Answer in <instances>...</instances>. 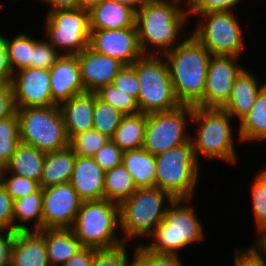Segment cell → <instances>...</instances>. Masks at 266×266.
Here are the masks:
<instances>
[{
  "label": "cell",
  "mask_w": 266,
  "mask_h": 266,
  "mask_svg": "<svg viewBox=\"0 0 266 266\" xmlns=\"http://www.w3.org/2000/svg\"><path fill=\"white\" fill-rule=\"evenodd\" d=\"M188 16L185 0H146L135 13V27L143 54L164 55L180 44L188 34H182L183 27L190 24ZM151 47L152 51L148 49Z\"/></svg>",
  "instance_id": "obj_1"
},
{
  "label": "cell",
  "mask_w": 266,
  "mask_h": 266,
  "mask_svg": "<svg viewBox=\"0 0 266 266\" xmlns=\"http://www.w3.org/2000/svg\"><path fill=\"white\" fill-rule=\"evenodd\" d=\"M171 81L182 105L203 107V92L212 54L192 35L165 53Z\"/></svg>",
  "instance_id": "obj_2"
},
{
  "label": "cell",
  "mask_w": 266,
  "mask_h": 266,
  "mask_svg": "<svg viewBox=\"0 0 266 266\" xmlns=\"http://www.w3.org/2000/svg\"><path fill=\"white\" fill-rule=\"evenodd\" d=\"M192 203L191 199H174L163 221L147 237L150 244L141 245L153 253L178 256L185 247L200 242L205 236L204 227Z\"/></svg>",
  "instance_id": "obj_3"
},
{
  "label": "cell",
  "mask_w": 266,
  "mask_h": 266,
  "mask_svg": "<svg viewBox=\"0 0 266 266\" xmlns=\"http://www.w3.org/2000/svg\"><path fill=\"white\" fill-rule=\"evenodd\" d=\"M231 121H234L233 117L221 108L193 106L191 123L196 124L197 131L196 136L191 135L190 139L198 163L200 156H205L210 160L231 163L230 166L236 165L237 153Z\"/></svg>",
  "instance_id": "obj_4"
},
{
  "label": "cell",
  "mask_w": 266,
  "mask_h": 266,
  "mask_svg": "<svg viewBox=\"0 0 266 266\" xmlns=\"http://www.w3.org/2000/svg\"><path fill=\"white\" fill-rule=\"evenodd\" d=\"M173 200L168 192L156 186L138 188L119 205V233L123 241L128 243L135 238L148 237L163 221Z\"/></svg>",
  "instance_id": "obj_5"
},
{
  "label": "cell",
  "mask_w": 266,
  "mask_h": 266,
  "mask_svg": "<svg viewBox=\"0 0 266 266\" xmlns=\"http://www.w3.org/2000/svg\"><path fill=\"white\" fill-rule=\"evenodd\" d=\"M71 230L85 248L99 250L123 244L117 232L120 230L119 204L107 199L82 201Z\"/></svg>",
  "instance_id": "obj_6"
},
{
  "label": "cell",
  "mask_w": 266,
  "mask_h": 266,
  "mask_svg": "<svg viewBox=\"0 0 266 266\" xmlns=\"http://www.w3.org/2000/svg\"><path fill=\"white\" fill-rule=\"evenodd\" d=\"M132 66L139 79L137 103L140 112H166L182 105L176 97L169 67L163 55H143Z\"/></svg>",
  "instance_id": "obj_7"
},
{
  "label": "cell",
  "mask_w": 266,
  "mask_h": 266,
  "mask_svg": "<svg viewBox=\"0 0 266 266\" xmlns=\"http://www.w3.org/2000/svg\"><path fill=\"white\" fill-rule=\"evenodd\" d=\"M155 157L156 187L174 199H194L200 165L196 160L191 139Z\"/></svg>",
  "instance_id": "obj_8"
},
{
  "label": "cell",
  "mask_w": 266,
  "mask_h": 266,
  "mask_svg": "<svg viewBox=\"0 0 266 266\" xmlns=\"http://www.w3.org/2000/svg\"><path fill=\"white\" fill-rule=\"evenodd\" d=\"M20 142L44 153L69 146L59 105L17 108Z\"/></svg>",
  "instance_id": "obj_9"
},
{
  "label": "cell",
  "mask_w": 266,
  "mask_h": 266,
  "mask_svg": "<svg viewBox=\"0 0 266 266\" xmlns=\"http://www.w3.org/2000/svg\"><path fill=\"white\" fill-rule=\"evenodd\" d=\"M192 35L212 54L241 57L245 47L243 30L233 11L200 14Z\"/></svg>",
  "instance_id": "obj_10"
},
{
  "label": "cell",
  "mask_w": 266,
  "mask_h": 266,
  "mask_svg": "<svg viewBox=\"0 0 266 266\" xmlns=\"http://www.w3.org/2000/svg\"><path fill=\"white\" fill-rule=\"evenodd\" d=\"M47 40L62 55H77L89 46L90 26L87 10L64 9L45 14Z\"/></svg>",
  "instance_id": "obj_11"
},
{
  "label": "cell",
  "mask_w": 266,
  "mask_h": 266,
  "mask_svg": "<svg viewBox=\"0 0 266 266\" xmlns=\"http://www.w3.org/2000/svg\"><path fill=\"white\" fill-rule=\"evenodd\" d=\"M192 114V105H181L171 111L147 114L143 148L156 156L187 143L191 138L187 125L191 124L189 121Z\"/></svg>",
  "instance_id": "obj_12"
},
{
  "label": "cell",
  "mask_w": 266,
  "mask_h": 266,
  "mask_svg": "<svg viewBox=\"0 0 266 266\" xmlns=\"http://www.w3.org/2000/svg\"><path fill=\"white\" fill-rule=\"evenodd\" d=\"M42 229H71L82 200L70 183L42 188Z\"/></svg>",
  "instance_id": "obj_13"
},
{
  "label": "cell",
  "mask_w": 266,
  "mask_h": 266,
  "mask_svg": "<svg viewBox=\"0 0 266 266\" xmlns=\"http://www.w3.org/2000/svg\"><path fill=\"white\" fill-rule=\"evenodd\" d=\"M240 57L212 55L203 92V107L221 108L228 100L234 81L244 69Z\"/></svg>",
  "instance_id": "obj_14"
},
{
  "label": "cell",
  "mask_w": 266,
  "mask_h": 266,
  "mask_svg": "<svg viewBox=\"0 0 266 266\" xmlns=\"http://www.w3.org/2000/svg\"><path fill=\"white\" fill-rule=\"evenodd\" d=\"M89 47L97 53L117 59L124 65H132L144 55L136 27L90 30Z\"/></svg>",
  "instance_id": "obj_15"
},
{
  "label": "cell",
  "mask_w": 266,
  "mask_h": 266,
  "mask_svg": "<svg viewBox=\"0 0 266 266\" xmlns=\"http://www.w3.org/2000/svg\"><path fill=\"white\" fill-rule=\"evenodd\" d=\"M17 108L55 106L51 96L49 69L28 67L10 80Z\"/></svg>",
  "instance_id": "obj_16"
},
{
  "label": "cell",
  "mask_w": 266,
  "mask_h": 266,
  "mask_svg": "<svg viewBox=\"0 0 266 266\" xmlns=\"http://www.w3.org/2000/svg\"><path fill=\"white\" fill-rule=\"evenodd\" d=\"M76 56L85 92H96L100 87L112 84L124 66L117 59L97 53L89 46Z\"/></svg>",
  "instance_id": "obj_17"
},
{
  "label": "cell",
  "mask_w": 266,
  "mask_h": 266,
  "mask_svg": "<svg viewBox=\"0 0 266 266\" xmlns=\"http://www.w3.org/2000/svg\"><path fill=\"white\" fill-rule=\"evenodd\" d=\"M51 96L56 105L85 93L76 55H62L49 69Z\"/></svg>",
  "instance_id": "obj_18"
},
{
  "label": "cell",
  "mask_w": 266,
  "mask_h": 266,
  "mask_svg": "<svg viewBox=\"0 0 266 266\" xmlns=\"http://www.w3.org/2000/svg\"><path fill=\"white\" fill-rule=\"evenodd\" d=\"M105 171L92 157L76 156L70 180L82 201L104 199Z\"/></svg>",
  "instance_id": "obj_19"
},
{
  "label": "cell",
  "mask_w": 266,
  "mask_h": 266,
  "mask_svg": "<svg viewBox=\"0 0 266 266\" xmlns=\"http://www.w3.org/2000/svg\"><path fill=\"white\" fill-rule=\"evenodd\" d=\"M94 106L95 92L72 96L59 105L69 140L79 133L93 129Z\"/></svg>",
  "instance_id": "obj_20"
},
{
  "label": "cell",
  "mask_w": 266,
  "mask_h": 266,
  "mask_svg": "<svg viewBox=\"0 0 266 266\" xmlns=\"http://www.w3.org/2000/svg\"><path fill=\"white\" fill-rule=\"evenodd\" d=\"M10 266H50L44 238L38 231L14 232Z\"/></svg>",
  "instance_id": "obj_21"
},
{
  "label": "cell",
  "mask_w": 266,
  "mask_h": 266,
  "mask_svg": "<svg viewBox=\"0 0 266 266\" xmlns=\"http://www.w3.org/2000/svg\"><path fill=\"white\" fill-rule=\"evenodd\" d=\"M258 81L255 75L244 68L234 81L231 94L221 109L227 111L234 120L235 117L240 120L250 111L257 95L266 85V82L262 84Z\"/></svg>",
  "instance_id": "obj_22"
},
{
  "label": "cell",
  "mask_w": 266,
  "mask_h": 266,
  "mask_svg": "<svg viewBox=\"0 0 266 266\" xmlns=\"http://www.w3.org/2000/svg\"><path fill=\"white\" fill-rule=\"evenodd\" d=\"M88 12L90 30L135 27L136 11L125 4L101 0Z\"/></svg>",
  "instance_id": "obj_23"
},
{
  "label": "cell",
  "mask_w": 266,
  "mask_h": 266,
  "mask_svg": "<svg viewBox=\"0 0 266 266\" xmlns=\"http://www.w3.org/2000/svg\"><path fill=\"white\" fill-rule=\"evenodd\" d=\"M38 232L44 238L50 266H62L82 248L71 229H41Z\"/></svg>",
  "instance_id": "obj_24"
},
{
  "label": "cell",
  "mask_w": 266,
  "mask_h": 266,
  "mask_svg": "<svg viewBox=\"0 0 266 266\" xmlns=\"http://www.w3.org/2000/svg\"><path fill=\"white\" fill-rule=\"evenodd\" d=\"M75 158L76 154L69 146L46 153L40 177V187L47 188L57 184L70 183Z\"/></svg>",
  "instance_id": "obj_25"
},
{
  "label": "cell",
  "mask_w": 266,
  "mask_h": 266,
  "mask_svg": "<svg viewBox=\"0 0 266 266\" xmlns=\"http://www.w3.org/2000/svg\"><path fill=\"white\" fill-rule=\"evenodd\" d=\"M46 153L33 146L19 143L8 164L0 169V173H13L38 181L43 169Z\"/></svg>",
  "instance_id": "obj_26"
},
{
  "label": "cell",
  "mask_w": 266,
  "mask_h": 266,
  "mask_svg": "<svg viewBox=\"0 0 266 266\" xmlns=\"http://www.w3.org/2000/svg\"><path fill=\"white\" fill-rule=\"evenodd\" d=\"M239 121V141L244 144L266 141V85L257 95L250 111Z\"/></svg>",
  "instance_id": "obj_27"
},
{
  "label": "cell",
  "mask_w": 266,
  "mask_h": 266,
  "mask_svg": "<svg viewBox=\"0 0 266 266\" xmlns=\"http://www.w3.org/2000/svg\"><path fill=\"white\" fill-rule=\"evenodd\" d=\"M122 164L132 175L137 188L156 186L155 157L143 147L124 151Z\"/></svg>",
  "instance_id": "obj_28"
},
{
  "label": "cell",
  "mask_w": 266,
  "mask_h": 266,
  "mask_svg": "<svg viewBox=\"0 0 266 266\" xmlns=\"http://www.w3.org/2000/svg\"><path fill=\"white\" fill-rule=\"evenodd\" d=\"M147 114L124 115L111 140L124 152L143 147Z\"/></svg>",
  "instance_id": "obj_29"
},
{
  "label": "cell",
  "mask_w": 266,
  "mask_h": 266,
  "mask_svg": "<svg viewBox=\"0 0 266 266\" xmlns=\"http://www.w3.org/2000/svg\"><path fill=\"white\" fill-rule=\"evenodd\" d=\"M42 203V188L35 193L14 200V232L33 231V229L38 231L42 229ZM30 221H33V229L28 227L29 224L26 225Z\"/></svg>",
  "instance_id": "obj_30"
},
{
  "label": "cell",
  "mask_w": 266,
  "mask_h": 266,
  "mask_svg": "<svg viewBox=\"0 0 266 266\" xmlns=\"http://www.w3.org/2000/svg\"><path fill=\"white\" fill-rule=\"evenodd\" d=\"M137 189L132 175L123 164L105 171L104 199L120 205Z\"/></svg>",
  "instance_id": "obj_31"
},
{
  "label": "cell",
  "mask_w": 266,
  "mask_h": 266,
  "mask_svg": "<svg viewBox=\"0 0 266 266\" xmlns=\"http://www.w3.org/2000/svg\"><path fill=\"white\" fill-rule=\"evenodd\" d=\"M37 41L26 33H19L13 39L5 36L6 54L12 73L32 67L33 46Z\"/></svg>",
  "instance_id": "obj_32"
},
{
  "label": "cell",
  "mask_w": 266,
  "mask_h": 266,
  "mask_svg": "<svg viewBox=\"0 0 266 266\" xmlns=\"http://www.w3.org/2000/svg\"><path fill=\"white\" fill-rule=\"evenodd\" d=\"M124 114L112 105L99 99L95 93V106L93 111V129L108 138H112Z\"/></svg>",
  "instance_id": "obj_33"
},
{
  "label": "cell",
  "mask_w": 266,
  "mask_h": 266,
  "mask_svg": "<svg viewBox=\"0 0 266 266\" xmlns=\"http://www.w3.org/2000/svg\"><path fill=\"white\" fill-rule=\"evenodd\" d=\"M19 143V121L16 113L0 120V169L8 164Z\"/></svg>",
  "instance_id": "obj_34"
},
{
  "label": "cell",
  "mask_w": 266,
  "mask_h": 266,
  "mask_svg": "<svg viewBox=\"0 0 266 266\" xmlns=\"http://www.w3.org/2000/svg\"><path fill=\"white\" fill-rule=\"evenodd\" d=\"M95 93L99 99L112 105L124 115L140 112L137 100L133 96L119 90L113 84L102 86Z\"/></svg>",
  "instance_id": "obj_35"
},
{
  "label": "cell",
  "mask_w": 266,
  "mask_h": 266,
  "mask_svg": "<svg viewBox=\"0 0 266 266\" xmlns=\"http://www.w3.org/2000/svg\"><path fill=\"white\" fill-rule=\"evenodd\" d=\"M262 169L257 172L250 186L256 231L266 226V167Z\"/></svg>",
  "instance_id": "obj_36"
},
{
  "label": "cell",
  "mask_w": 266,
  "mask_h": 266,
  "mask_svg": "<svg viewBox=\"0 0 266 266\" xmlns=\"http://www.w3.org/2000/svg\"><path fill=\"white\" fill-rule=\"evenodd\" d=\"M109 140L110 138L104 134L95 129H90L73 136L69 140V147L76 156L93 157Z\"/></svg>",
  "instance_id": "obj_37"
},
{
  "label": "cell",
  "mask_w": 266,
  "mask_h": 266,
  "mask_svg": "<svg viewBox=\"0 0 266 266\" xmlns=\"http://www.w3.org/2000/svg\"><path fill=\"white\" fill-rule=\"evenodd\" d=\"M0 183L13 200L35 193L41 188L38 181L13 173H0Z\"/></svg>",
  "instance_id": "obj_38"
},
{
  "label": "cell",
  "mask_w": 266,
  "mask_h": 266,
  "mask_svg": "<svg viewBox=\"0 0 266 266\" xmlns=\"http://www.w3.org/2000/svg\"><path fill=\"white\" fill-rule=\"evenodd\" d=\"M61 56V52L48 40L39 39L33 46L32 67L50 69Z\"/></svg>",
  "instance_id": "obj_39"
},
{
  "label": "cell",
  "mask_w": 266,
  "mask_h": 266,
  "mask_svg": "<svg viewBox=\"0 0 266 266\" xmlns=\"http://www.w3.org/2000/svg\"><path fill=\"white\" fill-rule=\"evenodd\" d=\"M242 0H188L187 7L189 15L199 16L208 12L235 11Z\"/></svg>",
  "instance_id": "obj_40"
},
{
  "label": "cell",
  "mask_w": 266,
  "mask_h": 266,
  "mask_svg": "<svg viewBox=\"0 0 266 266\" xmlns=\"http://www.w3.org/2000/svg\"><path fill=\"white\" fill-rule=\"evenodd\" d=\"M127 243L108 249H94L93 266H126Z\"/></svg>",
  "instance_id": "obj_41"
},
{
  "label": "cell",
  "mask_w": 266,
  "mask_h": 266,
  "mask_svg": "<svg viewBox=\"0 0 266 266\" xmlns=\"http://www.w3.org/2000/svg\"><path fill=\"white\" fill-rule=\"evenodd\" d=\"M112 84L119 90L138 100L139 79L132 65H124L114 77Z\"/></svg>",
  "instance_id": "obj_42"
},
{
  "label": "cell",
  "mask_w": 266,
  "mask_h": 266,
  "mask_svg": "<svg viewBox=\"0 0 266 266\" xmlns=\"http://www.w3.org/2000/svg\"><path fill=\"white\" fill-rule=\"evenodd\" d=\"M92 158L104 171H108L122 164L123 151L110 139Z\"/></svg>",
  "instance_id": "obj_43"
},
{
  "label": "cell",
  "mask_w": 266,
  "mask_h": 266,
  "mask_svg": "<svg viewBox=\"0 0 266 266\" xmlns=\"http://www.w3.org/2000/svg\"><path fill=\"white\" fill-rule=\"evenodd\" d=\"M13 198L0 183V229L8 233L14 232Z\"/></svg>",
  "instance_id": "obj_44"
},
{
  "label": "cell",
  "mask_w": 266,
  "mask_h": 266,
  "mask_svg": "<svg viewBox=\"0 0 266 266\" xmlns=\"http://www.w3.org/2000/svg\"><path fill=\"white\" fill-rule=\"evenodd\" d=\"M17 113L11 82L0 84V120L12 117Z\"/></svg>",
  "instance_id": "obj_45"
},
{
  "label": "cell",
  "mask_w": 266,
  "mask_h": 266,
  "mask_svg": "<svg viewBox=\"0 0 266 266\" xmlns=\"http://www.w3.org/2000/svg\"><path fill=\"white\" fill-rule=\"evenodd\" d=\"M234 266H266V258L260 256L252 247L234 250Z\"/></svg>",
  "instance_id": "obj_46"
},
{
  "label": "cell",
  "mask_w": 266,
  "mask_h": 266,
  "mask_svg": "<svg viewBox=\"0 0 266 266\" xmlns=\"http://www.w3.org/2000/svg\"><path fill=\"white\" fill-rule=\"evenodd\" d=\"M14 232L8 233L0 229V266H9Z\"/></svg>",
  "instance_id": "obj_47"
},
{
  "label": "cell",
  "mask_w": 266,
  "mask_h": 266,
  "mask_svg": "<svg viewBox=\"0 0 266 266\" xmlns=\"http://www.w3.org/2000/svg\"><path fill=\"white\" fill-rule=\"evenodd\" d=\"M94 249L82 247L62 266H93Z\"/></svg>",
  "instance_id": "obj_48"
},
{
  "label": "cell",
  "mask_w": 266,
  "mask_h": 266,
  "mask_svg": "<svg viewBox=\"0 0 266 266\" xmlns=\"http://www.w3.org/2000/svg\"><path fill=\"white\" fill-rule=\"evenodd\" d=\"M12 71L8 64L5 36L0 34V80L2 82H9L12 78Z\"/></svg>",
  "instance_id": "obj_49"
},
{
  "label": "cell",
  "mask_w": 266,
  "mask_h": 266,
  "mask_svg": "<svg viewBox=\"0 0 266 266\" xmlns=\"http://www.w3.org/2000/svg\"><path fill=\"white\" fill-rule=\"evenodd\" d=\"M179 256L150 252V266H184Z\"/></svg>",
  "instance_id": "obj_50"
},
{
  "label": "cell",
  "mask_w": 266,
  "mask_h": 266,
  "mask_svg": "<svg viewBox=\"0 0 266 266\" xmlns=\"http://www.w3.org/2000/svg\"><path fill=\"white\" fill-rule=\"evenodd\" d=\"M132 258L133 260L130 262L127 257L126 266H150V251L146 250L141 244L136 246Z\"/></svg>",
  "instance_id": "obj_51"
},
{
  "label": "cell",
  "mask_w": 266,
  "mask_h": 266,
  "mask_svg": "<svg viewBox=\"0 0 266 266\" xmlns=\"http://www.w3.org/2000/svg\"><path fill=\"white\" fill-rule=\"evenodd\" d=\"M41 2L49 5L48 11L79 8L78 0H41Z\"/></svg>",
  "instance_id": "obj_52"
},
{
  "label": "cell",
  "mask_w": 266,
  "mask_h": 266,
  "mask_svg": "<svg viewBox=\"0 0 266 266\" xmlns=\"http://www.w3.org/2000/svg\"><path fill=\"white\" fill-rule=\"evenodd\" d=\"M258 232L255 245L251 247L262 257L266 258V226H263ZM260 232V233H259ZM257 245V246H256ZM256 246V247H255Z\"/></svg>",
  "instance_id": "obj_53"
},
{
  "label": "cell",
  "mask_w": 266,
  "mask_h": 266,
  "mask_svg": "<svg viewBox=\"0 0 266 266\" xmlns=\"http://www.w3.org/2000/svg\"><path fill=\"white\" fill-rule=\"evenodd\" d=\"M116 3H121L130 6L135 11L138 10V8L146 2V0H109Z\"/></svg>",
  "instance_id": "obj_54"
},
{
  "label": "cell",
  "mask_w": 266,
  "mask_h": 266,
  "mask_svg": "<svg viewBox=\"0 0 266 266\" xmlns=\"http://www.w3.org/2000/svg\"><path fill=\"white\" fill-rule=\"evenodd\" d=\"M79 8L90 10L93 6L97 5L101 0H78Z\"/></svg>",
  "instance_id": "obj_55"
}]
</instances>
